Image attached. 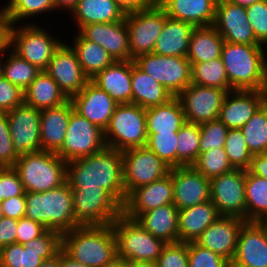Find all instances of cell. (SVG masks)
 Returning a JSON list of instances; mask_svg holds the SVG:
<instances>
[{
	"mask_svg": "<svg viewBox=\"0 0 267 267\" xmlns=\"http://www.w3.org/2000/svg\"><path fill=\"white\" fill-rule=\"evenodd\" d=\"M18 220L9 217L0 219V249L6 245L16 243Z\"/></svg>",
	"mask_w": 267,
	"mask_h": 267,
	"instance_id": "680465c9",
	"label": "cell"
},
{
	"mask_svg": "<svg viewBox=\"0 0 267 267\" xmlns=\"http://www.w3.org/2000/svg\"><path fill=\"white\" fill-rule=\"evenodd\" d=\"M227 93L220 88L190 84L177 96L184 111L185 121L200 125L218 119Z\"/></svg>",
	"mask_w": 267,
	"mask_h": 267,
	"instance_id": "2e32d148",
	"label": "cell"
},
{
	"mask_svg": "<svg viewBox=\"0 0 267 267\" xmlns=\"http://www.w3.org/2000/svg\"><path fill=\"white\" fill-rule=\"evenodd\" d=\"M264 228L266 237H267V217L261 219L260 221H258Z\"/></svg>",
	"mask_w": 267,
	"mask_h": 267,
	"instance_id": "8c879c8a",
	"label": "cell"
},
{
	"mask_svg": "<svg viewBox=\"0 0 267 267\" xmlns=\"http://www.w3.org/2000/svg\"><path fill=\"white\" fill-rule=\"evenodd\" d=\"M78 1L79 0H53L55 12L59 11V12H56L55 16L58 15L57 13H60L62 11H64L62 15L64 13H66L67 15L70 14L72 10L76 7Z\"/></svg>",
	"mask_w": 267,
	"mask_h": 267,
	"instance_id": "be15d7a7",
	"label": "cell"
},
{
	"mask_svg": "<svg viewBox=\"0 0 267 267\" xmlns=\"http://www.w3.org/2000/svg\"><path fill=\"white\" fill-rule=\"evenodd\" d=\"M62 249L87 267H105L117 259L111 225L79 226L63 233Z\"/></svg>",
	"mask_w": 267,
	"mask_h": 267,
	"instance_id": "3957f363",
	"label": "cell"
},
{
	"mask_svg": "<svg viewBox=\"0 0 267 267\" xmlns=\"http://www.w3.org/2000/svg\"><path fill=\"white\" fill-rule=\"evenodd\" d=\"M245 222L240 217L220 215L195 242L231 263L237 250L240 230Z\"/></svg>",
	"mask_w": 267,
	"mask_h": 267,
	"instance_id": "ffe728a7",
	"label": "cell"
},
{
	"mask_svg": "<svg viewBox=\"0 0 267 267\" xmlns=\"http://www.w3.org/2000/svg\"><path fill=\"white\" fill-rule=\"evenodd\" d=\"M119 7L125 12H136L139 10H145L153 6L150 0H114Z\"/></svg>",
	"mask_w": 267,
	"mask_h": 267,
	"instance_id": "94428289",
	"label": "cell"
},
{
	"mask_svg": "<svg viewBox=\"0 0 267 267\" xmlns=\"http://www.w3.org/2000/svg\"><path fill=\"white\" fill-rule=\"evenodd\" d=\"M173 203V183L169 174L150 184L132 190L122 206V214L135 220L140 214Z\"/></svg>",
	"mask_w": 267,
	"mask_h": 267,
	"instance_id": "7402d4cb",
	"label": "cell"
},
{
	"mask_svg": "<svg viewBox=\"0 0 267 267\" xmlns=\"http://www.w3.org/2000/svg\"><path fill=\"white\" fill-rule=\"evenodd\" d=\"M41 71L37 66L20 58L11 50L7 53L3 76L23 92Z\"/></svg>",
	"mask_w": 267,
	"mask_h": 267,
	"instance_id": "7bdbcfd3",
	"label": "cell"
},
{
	"mask_svg": "<svg viewBox=\"0 0 267 267\" xmlns=\"http://www.w3.org/2000/svg\"><path fill=\"white\" fill-rule=\"evenodd\" d=\"M245 10L256 40L267 47V0H260Z\"/></svg>",
	"mask_w": 267,
	"mask_h": 267,
	"instance_id": "f907efd6",
	"label": "cell"
},
{
	"mask_svg": "<svg viewBox=\"0 0 267 267\" xmlns=\"http://www.w3.org/2000/svg\"><path fill=\"white\" fill-rule=\"evenodd\" d=\"M126 267H157V264L151 262H126Z\"/></svg>",
	"mask_w": 267,
	"mask_h": 267,
	"instance_id": "a7ac6f4b",
	"label": "cell"
},
{
	"mask_svg": "<svg viewBox=\"0 0 267 267\" xmlns=\"http://www.w3.org/2000/svg\"><path fill=\"white\" fill-rule=\"evenodd\" d=\"M66 165L56 153L38 151L19 156L13 167L25 192H45L66 182Z\"/></svg>",
	"mask_w": 267,
	"mask_h": 267,
	"instance_id": "5b68a950",
	"label": "cell"
},
{
	"mask_svg": "<svg viewBox=\"0 0 267 267\" xmlns=\"http://www.w3.org/2000/svg\"><path fill=\"white\" fill-rule=\"evenodd\" d=\"M3 201V196L1 195V191H0V203Z\"/></svg>",
	"mask_w": 267,
	"mask_h": 267,
	"instance_id": "11e5206c",
	"label": "cell"
},
{
	"mask_svg": "<svg viewBox=\"0 0 267 267\" xmlns=\"http://www.w3.org/2000/svg\"><path fill=\"white\" fill-rule=\"evenodd\" d=\"M218 0H164L159 6L170 18L194 27L212 26Z\"/></svg>",
	"mask_w": 267,
	"mask_h": 267,
	"instance_id": "f1b7e54d",
	"label": "cell"
},
{
	"mask_svg": "<svg viewBox=\"0 0 267 267\" xmlns=\"http://www.w3.org/2000/svg\"><path fill=\"white\" fill-rule=\"evenodd\" d=\"M245 171L234 169L210 179V200L220 215L245 220Z\"/></svg>",
	"mask_w": 267,
	"mask_h": 267,
	"instance_id": "9a60e30c",
	"label": "cell"
},
{
	"mask_svg": "<svg viewBox=\"0 0 267 267\" xmlns=\"http://www.w3.org/2000/svg\"><path fill=\"white\" fill-rule=\"evenodd\" d=\"M106 147L124 151L145 147L146 109L133 103L118 104L104 131Z\"/></svg>",
	"mask_w": 267,
	"mask_h": 267,
	"instance_id": "ba28073f",
	"label": "cell"
},
{
	"mask_svg": "<svg viewBox=\"0 0 267 267\" xmlns=\"http://www.w3.org/2000/svg\"><path fill=\"white\" fill-rule=\"evenodd\" d=\"M66 182L70 188L101 187L123 206L126 195L122 152L105 147L98 153L67 162Z\"/></svg>",
	"mask_w": 267,
	"mask_h": 267,
	"instance_id": "6da1fadb",
	"label": "cell"
},
{
	"mask_svg": "<svg viewBox=\"0 0 267 267\" xmlns=\"http://www.w3.org/2000/svg\"><path fill=\"white\" fill-rule=\"evenodd\" d=\"M177 133L147 134L146 147L170 168L177 167Z\"/></svg>",
	"mask_w": 267,
	"mask_h": 267,
	"instance_id": "7dc6e473",
	"label": "cell"
},
{
	"mask_svg": "<svg viewBox=\"0 0 267 267\" xmlns=\"http://www.w3.org/2000/svg\"><path fill=\"white\" fill-rule=\"evenodd\" d=\"M178 216L179 209L170 203L144 212L135 220L154 237L175 243L179 242Z\"/></svg>",
	"mask_w": 267,
	"mask_h": 267,
	"instance_id": "f546056e",
	"label": "cell"
},
{
	"mask_svg": "<svg viewBox=\"0 0 267 267\" xmlns=\"http://www.w3.org/2000/svg\"><path fill=\"white\" fill-rule=\"evenodd\" d=\"M185 123L184 111L177 97L146 109L147 134L177 133Z\"/></svg>",
	"mask_w": 267,
	"mask_h": 267,
	"instance_id": "836d02e7",
	"label": "cell"
},
{
	"mask_svg": "<svg viewBox=\"0 0 267 267\" xmlns=\"http://www.w3.org/2000/svg\"><path fill=\"white\" fill-rule=\"evenodd\" d=\"M191 70V84L220 88L227 92L233 90L221 58L202 63H191Z\"/></svg>",
	"mask_w": 267,
	"mask_h": 267,
	"instance_id": "60d3db41",
	"label": "cell"
},
{
	"mask_svg": "<svg viewBox=\"0 0 267 267\" xmlns=\"http://www.w3.org/2000/svg\"><path fill=\"white\" fill-rule=\"evenodd\" d=\"M40 267H60V250L52 258L44 260Z\"/></svg>",
	"mask_w": 267,
	"mask_h": 267,
	"instance_id": "03108f58",
	"label": "cell"
},
{
	"mask_svg": "<svg viewBox=\"0 0 267 267\" xmlns=\"http://www.w3.org/2000/svg\"><path fill=\"white\" fill-rule=\"evenodd\" d=\"M0 191L3 200L25 195V190L14 167H0Z\"/></svg>",
	"mask_w": 267,
	"mask_h": 267,
	"instance_id": "11a10c76",
	"label": "cell"
},
{
	"mask_svg": "<svg viewBox=\"0 0 267 267\" xmlns=\"http://www.w3.org/2000/svg\"><path fill=\"white\" fill-rule=\"evenodd\" d=\"M70 15L79 31L89 24L124 20L126 14L114 0H79Z\"/></svg>",
	"mask_w": 267,
	"mask_h": 267,
	"instance_id": "d6a6232c",
	"label": "cell"
},
{
	"mask_svg": "<svg viewBox=\"0 0 267 267\" xmlns=\"http://www.w3.org/2000/svg\"><path fill=\"white\" fill-rule=\"evenodd\" d=\"M221 59L233 90L267 91V47L224 42Z\"/></svg>",
	"mask_w": 267,
	"mask_h": 267,
	"instance_id": "7a4b0ae2",
	"label": "cell"
},
{
	"mask_svg": "<svg viewBox=\"0 0 267 267\" xmlns=\"http://www.w3.org/2000/svg\"><path fill=\"white\" fill-rule=\"evenodd\" d=\"M6 114L15 153L22 156L42 151L40 110L23 103Z\"/></svg>",
	"mask_w": 267,
	"mask_h": 267,
	"instance_id": "e0dca14e",
	"label": "cell"
},
{
	"mask_svg": "<svg viewBox=\"0 0 267 267\" xmlns=\"http://www.w3.org/2000/svg\"><path fill=\"white\" fill-rule=\"evenodd\" d=\"M267 217V180L245 171V221Z\"/></svg>",
	"mask_w": 267,
	"mask_h": 267,
	"instance_id": "f35d334b",
	"label": "cell"
},
{
	"mask_svg": "<svg viewBox=\"0 0 267 267\" xmlns=\"http://www.w3.org/2000/svg\"><path fill=\"white\" fill-rule=\"evenodd\" d=\"M231 267H267V237L258 221H246L239 233Z\"/></svg>",
	"mask_w": 267,
	"mask_h": 267,
	"instance_id": "d4e9b609",
	"label": "cell"
},
{
	"mask_svg": "<svg viewBox=\"0 0 267 267\" xmlns=\"http://www.w3.org/2000/svg\"><path fill=\"white\" fill-rule=\"evenodd\" d=\"M225 42L261 45L247 19L245 7L218 0L212 25Z\"/></svg>",
	"mask_w": 267,
	"mask_h": 267,
	"instance_id": "d6986e66",
	"label": "cell"
},
{
	"mask_svg": "<svg viewBox=\"0 0 267 267\" xmlns=\"http://www.w3.org/2000/svg\"><path fill=\"white\" fill-rule=\"evenodd\" d=\"M189 267H230V263L220 255L196 242L188 243Z\"/></svg>",
	"mask_w": 267,
	"mask_h": 267,
	"instance_id": "681fc988",
	"label": "cell"
},
{
	"mask_svg": "<svg viewBox=\"0 0 267 267\" xmlns=\"http://www.w3.org/2000/svg\"><path fill=\"white\" fill-rule=\"evenodd\" d=\"M68 100L45 70H42L24 91V103L38 110L57 107Z\"/></svg>",
	"mask_w": 267,
	"mask_h": 267,
	"instance_id": "8d00e7d4",
	"label": "cell"
},
{
	"mask_svg": "<svg viewBox=\"0 0 267 267\" xmlns=\"http://www.w3.org/2000/svg\"><path fill=\"white\" fill-rule=\"evenodd\" d=\"M4 217L3 209L0 203V219Z\"/></svg>",
	"mask_w": 267,
	"mask_h": 267,
	"instance_id": "34e18365",
	"label": "cell"
},
{
	"mask_svg": "<svg viewBox=\"0 0 267 267\" xmlns=\"http://www.w3.org/2000/svg\"><path fill=\"white\" fill-rule=\"evenodd\" d=\"M2 5L11 25L36 23L39 16L55 12L53 0H6ZM32 18L37 20H29Z\"/></svg>",
	"mask_w": 267,
	"mask_h": 267,
	"instance_id": "ab89813d",
	"label": "cell"
},
{
	"mask_svg": "<svg viewBox=\"0 0 267 267\" xmlns=\"http://www.w3.org/2000/svg\"><path fill=\"white\" fill-rule=\"evenodd\" d=\"M67 41L55 51L45 71L70 99L79 93L90 79L83 72L75 51Z\"/></svg>",
	"mask_w": 267,
	"mask_h": 267,
	"instance_id": "ac0fdd59",
	"label": "cell"
},
{
	"mask_svg": "<svg viewBox=\"0 0 267 267\" xmlns=\"http://www.w3.org/2000/svg\"><path fill=\"white\" fill-rule=\"evenodd\" d=\"M117 259L155 263L167 244L146 231L136 220L121 214L112 224Z\"/></svg>",
	"mask_w": 267,
	"mask_h": 267,
	"instance_id": "8992f818",
	"label": "cell"
},
{
	"mask_svg": "<svg viewBox=\"0 0 267 267\" xmlns=\"http://www.w3.org/2000/svg\"><path fill=\"white\" fill-rule=\"evenodd\" d=\"M11 23L6 16L4 8H0V49L9 43V32Z\"/></svg>",
	"mask_w": 267,
	"mask_h": 267,
	"instance_id": "6125c7cd",
	"label": "cell"
},
{
	"mask_svg": "<svg viewBox=\"0 0 267 267\" xmlns=\"http://www.w3.org/2000/svg\"><path fill=\"white\" fill-rule=\"evenodd\" d=\"M13 148L6 113H0V167H13L18 160Z\"/></svg>",
	"mask_w": 267,
	"mask_h": 267,
	"instance_id": "f5cc1de1",
	"label": "cell"
},
{
	"mask_svg": "<svg viewBox=\"0 0 267 267\" xmlns=\"http://www.w3.org/2000/svg\"><path fill=\"white\" fill-rule=\"evenodd\" d=\"M232 4L240 5L242 7H248L260 0H226Z\"/></svg>",
	"mask_w": 267,
	"mask_h": 267,
	"instance_id": "89a4df30",
	"label": "cell"
},
{
	"mask_svg": "<svg viewBox=\"0 0 267 267\" xmlns=\"http://www.w3.org/2000/svg\"><path fill=\"white\" fill-rule=\"evenodd\" d=\"M60 267H87V266L74 260L61 248L60 249Z\"/></svg>",
	"mask_w": 267,
	"mask_h": 267,
	"instance_id": "e7e4bbea",
	"label": "cell"
},
{
	"mask_svg": "<svg viewBox=\"0 0 267 267\" xmlns=\"http://www.w3.org/2000/svg\"><path fill=\"white\" fill-rule=\"evenodd\" d=\"M24 103V92L16 85L0 77V113H6Z\"/></svg>",
	"mask_w": 267,
	"mask_h": 267,
	"instance_id": "db71d44e",
	"label": "cell"
},
{
	"mask_svg": "<svg viewBox=\"0 0 267 267\" xmlns=\"http://www.w3.org/2000/svg\"><path fill=\"white\" fill-rule=\"evenodd\" d=\"M220 214L211 200L179 210V242H195Z\"/></svg>",
	"mask_w": 267,
	"mask_h": 267,
	"instance_id": "4dcf8cb0",
	"label": "cell"
},
{
	"mask_svg": "<svg viewBox=\"0 0 267 267\" xmlns=\"http://www.w3.org/2000/svg\"><path fill=\"white\" fill-rule=\"evenodd\" d=\"M173 204L180 210L210 200V179L192 165L171 168Z\"/></svg>",
	"mask_w": 267,
	"mask_h": 267,
	"instance_id": "44dd1931",
	"label": "cell"
},
{
	"mask_svg": "<svg viewBox=\"0 0 267 267\" xmlns=\"http://www.w3.org/2000/svg\"><path fill=\"white\" fill-rule=\"evenodd\" d=\"M62 248V235L47 229L36 239L26 243H12L0 249V267H40Z\"/></svg>",
	"mask_w": 267,
	"mask_h": 267,
	"instance_id": "8fae6325",
	"label": "cell"
},
{
	"mask_svg": "<svg viewBox=\"0 0 267 267\" xmlns=\"http://www.w3.org/2000/svg\"><path fill=\"white\" fill-rule=\"evenodd\" d=\"M224 42L213 26L195 27L186 58L190 63H202L221 58Z\"/></svg>",
	"mask_w": 267,
	"mask_h": 267,
	"instance_id": "74e56055",
	"label": "cell"
},
{
	"mask_svg": "<svg viewBox=\"0 0 267 267\" xmlns=\"http://www.w3.org/2000/svg\"><path fill=\"white\" fill-rule=\"evenodd\" d=\"M266 100L267 91H229L223 100L218 119L228 129H241Z\"/></svg>",
	"mask_w": 267,
	"mask_h": 267,
	"instance_id": "603a6c76",
	"label": "cell"
},
{
	"mask_svg": "<svg viewBox=\"0 0 267 267\" xmlns=\"http://www.w3.org/2000/svg\"><path fill=\"white\" fill-rule=\"evenodd\" d=\"M248 171L267 180V152L253 155Z\"/></svg>",
	"mask_w": 267,
	"mask_h": 267,
	"instance_id": "91938a15",
	"label": "cell"
},
{
	"mask_svg": "<svg viewBox=\"0 0 267 267\" xmlns=\"http://www.w3.org/2000/svg\"><path fill=\"white\" fill-rule=\"evenodd\" d=\"M3 213L5 217L19 220L25 217L26 213V199L25 195H18L1 202Z\"/></svg>",
	"mask_w": 267,
	"mask_h": 267,
	"instance_id": "6f0895ef",
	"label": "cell"
},
{
	"mask_svg": "<svg viewBox=\"0 0 267 267\" xmlns=\"http://www.w3.org/2000/svg\"><path fill=\"white\" fill-rule=\"evenodd\" d=\"M167 15L159 5L125 15L129 34L130 60L153 53L155 42L163 30Z\"/></svg>",
	"mask_w": 267,
	"mask_h": 267,
	"instance_id": "7c38bea8",
	"label": "cell"
},
{
	"mask_svg": "<svg viewBox=\"0 0 267 267\" xmlns=\"http://www.w3.org/2000/svg\"><path fill=\"white\" fill-rule=\"evenodd\" d=\"M134 63L162 84L173 97L191 84V63L186 57L149 53L136 57Z\"/></svg>",
	"mask_w": 267,
	"mask_h": 267,
	"instance_id": "9c48e42d",
	"label": "cell"
},
{
	"mask_svg": "<svg viewBox=\"0 0 267 267\" xmlns=\"http://www.w3.org/2000/svg\"><path fill=\"white\" fill-rule=\"evenodd\" d=\"M125 195L169 174L170 167L145 147L122 151Z\"/></svg>",
	"mask_w": 267,
	"mask_h": 267,
	"instance_id": "5bb4252c",
	"label": "cell"
},
{
	"mask_svg": "<svg viewBox=\"0 0 267 267\" xmlns=\"http://www.w3.org/2000/svg\"><path fill=\"white\" fill-rule=\"evenodd\" d=\"M11 25L9 44L11 51L20 58L46 70L55 51L64 42L57 34L40 26L42 22Z\"/></svg>",
	"mask_w": 267,
	"mask_h": 267,
	"instance_id": "52a82bcc",
	"label": "cell"
},
{
	"mask_svg": "<svg viewBox=\"0 0 267 267\" xmlns=\"http://www.w3.org/2000/svg\"><path fill=\"white\" fill-rule=\"evenodd\" d=\"M25 199V217L46 229L62 235L81 226L74 215L73 194L67 182L45 192H25Z\"/></svg>",
	"mask_w": 267,
	"mask_h": 267,
	"instance_id": "277c9868",
	"label": "cell"
},
{
	"mask_svg": "<svg viewBox=\"0 0 267 267\" xmlns=\"http://www.w3.org/2000/svg\"><path fill=\"white\" fill-rule=\"evenodd\" d=\"M72 36L73 43L68 44L75 51L83 72L90 80L115 62L103 47L87 40L79 31H74Z\"/></svg>",
	"mask_w": 267,
	"mask_h": 267,
	"instance_id": "d590c367",
	"label": "cell"
},
{
	"mask_svg": "<svg viewBox=\"0 0 267 267\" xmlns=\"http://www.w3.org/2000/svg\"><path fill=\"white\" fill-rule=\"evenodd\" d=\"M200 126L199 154L215 148H224L229 129L219 120L205 122Z\"/></svg>",
	"mask_w": 267,
	"mask_h": 267,
	"instance_id": "c3c4849f",
	"label": "cell"
},
{
	"mask_svg": "<svg viewBox=\"0 0 267 267\" xmlns=\"http://www.w3.org/2000/svg\"><path fill=\"white\" fill-rule=\"evenodd\" d=\"M105 267H126V261L116 259L112 264Z\"/></svg>",
	"mask_w": 267,
	"mask_h": 267,
	"instance_id": "2644e50d",
	"label": "cell"
},
{
	"mask_svg": "<svg viewBox=\"0 0 267 267\" xmlns=\"http://www.w3.org/2000/svg\"><path fill=\"white\" fill-rule=\"evenodd\" d=\"M47 229L37 221L22 217L18 220L16 243L24 244L30 240L36 239Z\"/></svg>",
	"mask_w": 267,
	"mask_h": 267,
	"instance_id": "9f6ffc18",
	"label": "cell"
},
{
	"mask_svg": "<svg viewBox=\"0 0 267 267\" xmlns=\"http://www.w3.org/2000/svg\"><path fill=\"white\" fill-rule=\"evenodd\" d=\"M153 5H159L164 0H150Z\"/></svg>",
	"mask_w": 267,
	"mask_h": 267,
	"instance_id": "753ad0ef",
	"label": "cell"
},
{
	"mask_svg": "<svg viewBox=\"0 0 267 267\" xmlns=\"http://www.w3.org/2000/svg\"><path fill=\"white\" fill-rule=\"evenodd\" d=\"M73 110L70 99L60 106L40 110L42 151L56 153L62 147Z\"/></svg>",
	"mask_w": 267,
	"mask_h": 267,
	"instance_id": "4316f807",
	"label": "cell"
},
{
	"mask_svg": "<svg viewBox=\"0 0 267 267\" xmlns=\"http://www.w3.org/2000/svg\"><path fill=\"white\" fill-rule=\"evenodd\" d=\"M11 50L10 44L8 43L5 47L0 49V77L4 74V65L7 53Z\"/></svg>",
	"mask_w": 267,
	"mask_h": 267,
	"instance_id": "003e7915",
	"label": "cell"
},
{
	"mask_svg": "<svg viewBox=\"0 0 267 267\" xmlns=\"http://www.w3.org/2000/svg\"><path fill=\"white\" fill-rule=\"evenodd\" d=\"M74 110L105 131L118 103L91 80L70 98Z\"/></svg>",
	"mask_w": 267,
	"mask_h": 267,
	"instance_id": "cb8c5ba5",
	"label": "cell"
},
{
	"mask_svg": "<svg viewBox=\"0 0 267 267\" xmlns=\"http://www.w3.org/2000/svg\"><path fill=\"white\" fill-rule=\"evenodd\" d=\"M252 155L267 152V100L241 128Z\"/></svg>",
	"mask_w": 267,
	"mask_h": 267,
	"instance_id": "b9f144b4",
	"label": "cell"
},
{
	"mask_svg": "<svg viewBox=\"0 0 267 267\" xmlns=\"http://www.w3.org/2000/svg\"><path fill=\"white\" fill-rule=\"evenodd\" d=\"M192 166L208 179L234 170L224 148H215L199 154Z\"/></svg>",
	"mask_w": 267,
	"mask_h": 267,
	"instance_id": "f6af8a7d",
	"label": "cell"
},
{
	"mask_svg": "<svg viewBox=\"0 0 267 267\" xmlns=\"http://www.w3.org/2000/svg\"><path fill=\"white\" fill-rule=\"evenodd\" d=\"M74 215L81 226L111 225L122 206L103 188H71Z\"/></svg>",
	"mask_w": 267,
	"mask_h": 267,
	"instance_id": "30bf717a",
	"label": "cell"
},
{
	"mask_svg": "<svg viewBox=\"0 0 267 267\" xmlns=\"http://www.w3.org/2000/svg\"><path fill=\"white\" fill-rule=\"evenodd\" d=\"M132 103L148 109L167 103L173 96L159 82L143 72L132 60Z\"/></svg>",
	"mask_w": 267,
	"mask_h": 267,
	"instance_id": "e575fe53",
	"label": "cell"
},
{
	"mask_svg": "<svg viewBox=\"0 0 267 267\" xmlns=\"http://www.w3.org/2000/svg\"><path fill=\"white\" fill-rule=\"evenodd\" d=\"M195 27L187 22L167 16L164 27L154 45V54L186 57L192 31Z\"/></svg>",
	"mask_w": 267,
	"mask_h": 267,
	"instance_id": "1f68e13d",
	"label": "cell"
},
{
	"mask_svg": "<svg viewBox=\"0 0 267 267\" xmlns=\"http://www.w3.org/2000/svg\"><path fill=\"white\" fill-rule=\"evenodd\" d=\"M224 150L234 169H249L253 155L248 149L241 129H229Z\"/></svg>",
	"mask_w": 267,
	"mask_h": 267,
	"instance_id": "bcb514c9",
	"label": "cell"
},
{
	"mask_svg": "<svg viewBox=\"0 0 267 267\" xmlns=\"http://www.w3.org/2000/svg\"><path fill=\"white\" fill-rule=\"evenodd\" d=\"M79 32L87 40L103 47L115 61L130 60L129 34L125 19L85 25Z\"/></svg>",
	"mask_w": 267,
	"mask_h": 267,
	"instance_id": "484cf974",
	"label": "cell"
},
{
	"mask_svg": "<svg viewBox=\"0 0 267 267\" xmlns=\"http://www.w3.org/2000/svg\"><path fill=\"white\" fill-rule=\"evenodd\" d=\"M155 263L157 267H189L188 243H167Z\"/></svg>",
	"mask_w": 267,
	"mask_h": 267,
	"instance_id": "816d5d0a",
	"label": "cell"
},
{
	"mask_svg": "<svg viewBox=\"0 0 267 267\" xmlns=\"http://www.w3.org/2000/svg\"><path fill=\"white\" fill-rule=\"evenodd\" d=\"M177 167L192 165L198 158L200 126L186 122L177 132Z\"/></svg>",
	"mask_w": 267,
	"mask_h": 267,
	"instance_id": "ee69618b",
	"label": "cell"
},
{
	"mask_svg": "<svg viewBox=\"0 0 267 267\" xmlns=\"http://www.w3.org/2000/svg\"><path fill=\"white\" fill-rule=\"evenodd\" d=\"M132 60L115 61L91 81L118 104L132 103Z\"/></svg>",
	"mask_w": 267,
	"mask_h": 267,
	"instance_id": "83f0119b",
	"label": "cell"
},
{
	"mask_svg": "<svg viewBox=\"0 0 267 267\" xmlns=\"http://www.w3.org/2000/svg\"><path fill=\"white\" fill-rule=\"evenodd\" d=\"M105 147L104 131L73 110L63 145L56 154L69 162L98 153Z\"/></svg>",
	"mask_w": 267,
	"mask_h": 267,
	"instance_id": "4fadbf2b",
	"label": "cell"
}]
</instances>
